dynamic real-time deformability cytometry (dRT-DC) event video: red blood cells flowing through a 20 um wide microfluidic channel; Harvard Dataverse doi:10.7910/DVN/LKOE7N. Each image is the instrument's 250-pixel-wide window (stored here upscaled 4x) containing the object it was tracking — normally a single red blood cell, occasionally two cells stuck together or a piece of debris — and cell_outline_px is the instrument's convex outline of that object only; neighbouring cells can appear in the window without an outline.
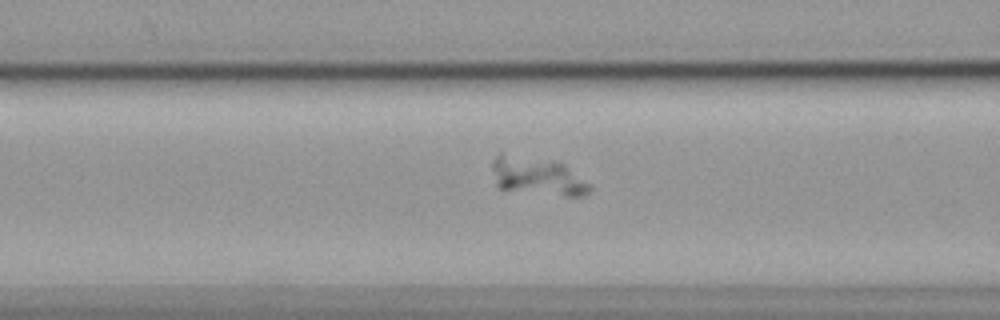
{"species": "common noctule bat (a hibernating species)", "species_latin": "Nyctalus noctula", "temperature_condition": "cold", "stored_images_in_passage": 59, "camera_frame_rate_fps": 3000, "um_per_image_px": 0.085, "animal": {"sex": "female", "body_mass_g": 19.9}, "frame": {"image": 1, "passage_image": 24, "time_ms": 7.667, "image_size_px": [1000, 320], "cell_outline_px": [[592, 188], [584, 196], [564, 196], [500, 188], [496, 184], [492, 168], [492, 164], [496, 156], [500, 152], [564, 164], [588, 184]], "centroid_in_image_um": [45.65, 14.98], "position_along_channel_um": 121.0, "area_um2": 20.98}}
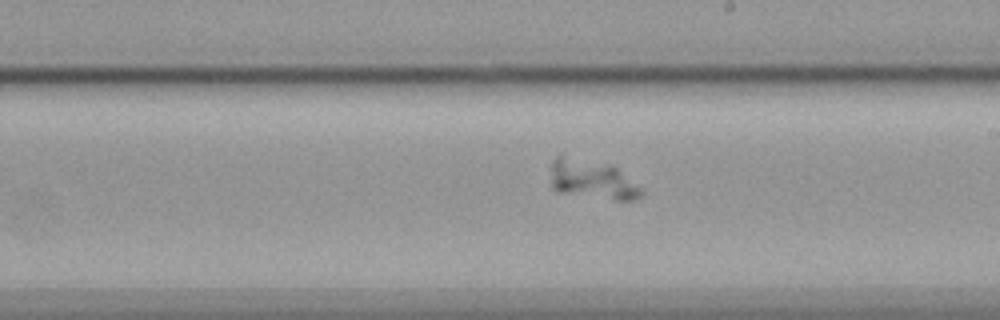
{"frame": {"image": 2, "passage_image": 34, "time_ms": 11.0, "image_size_px": [1000, 320], "cell_outline_px": [[644, 192], [640, 196], [632, 200], [616, 200], [556, 192], [552, 188], [552, 160], [560, 152], [612, 164], [640, 188]], "centroid_in_image_um": [50.27, 15.2], "position_along_channel_um": 238.7, "area_um2": 21.15}}
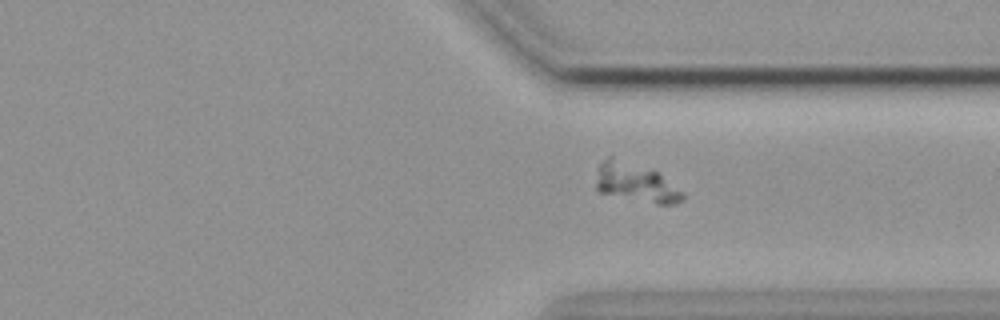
{"frame": {"image": 3, "passage_image": 44, "time_ms": 14.333, "image_size_px": [1000, 320], "cell_outline_px": [[684, 200], [672, 204], [656, 204], [600, 192], [596, 188], [596, 168], [608, 156], [612, 156], [656, 172], [684, 192]], "centroid_in_image_um": [54.01, 15.53], "position_along_channel_um": 357.4, "area_um2": 19.19}}